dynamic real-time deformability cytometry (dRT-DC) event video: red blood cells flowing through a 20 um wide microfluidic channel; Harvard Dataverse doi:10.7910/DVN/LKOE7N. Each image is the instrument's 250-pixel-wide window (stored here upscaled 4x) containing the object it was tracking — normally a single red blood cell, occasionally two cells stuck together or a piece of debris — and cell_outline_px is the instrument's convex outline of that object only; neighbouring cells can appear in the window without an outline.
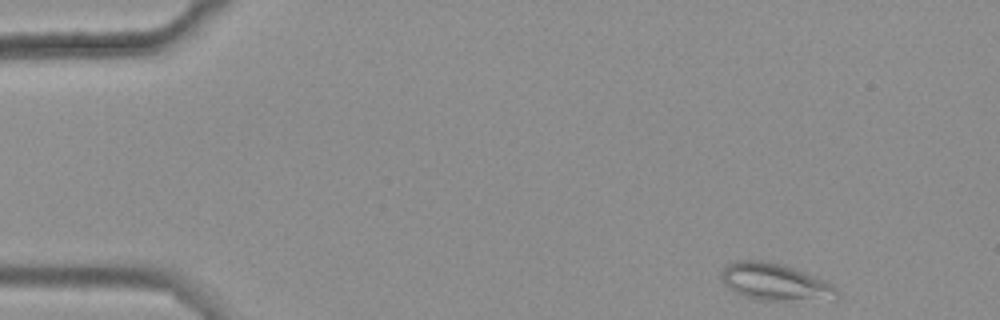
{"species": "common noctule bat (a hibernating species)", "species_latin": "Nyctalus noctula", "temperature_condition": "warm", "stored_images_in_passage": 42, "camera_frame_rate_fps": 3000, "um_per_image_px": 0.085, "animal": {"sex": "female", "body_mass_g": 25.1}, "frame": {"image": 1, "passage_image": 1, "time_ms": 0.0, "image_size_px": [1000, 320], "cell_outline_px": [[840, 296], [836, 300], [760, 300], [744, 296], [728, 288], [720, 280], [720, 272], [724, 264], [732, 260], [768, 260], [784, 264], [824, 280], [836, 288], [840, 292]], "centroid_in_image_um": [65.85, 23.95], "position_along_channel_um": 19.2, "area_um2": 25.55}}
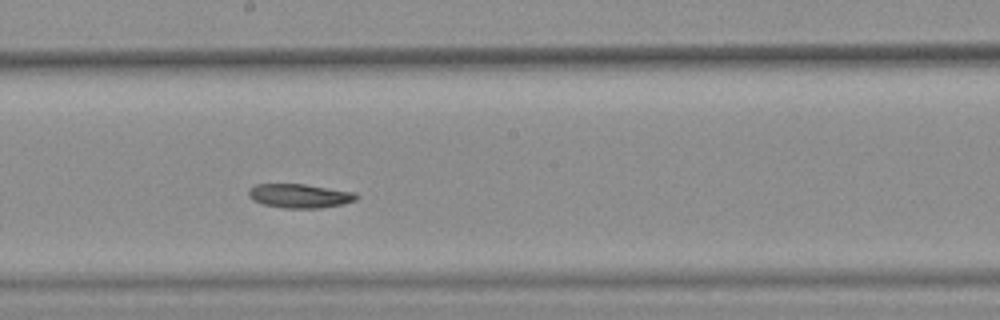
{"frame": {"image": 2, "passage_image": 26, "time_ms": 8.333, "image_size_px": [1000, 320], "cell_outline_px": [[360, 196], [356, 200], [344, 204], [320, 208], [284, 208], [264, 204], [252, 200], [248, 196], [248, 188], [256, 184], [304, 184], [356, 192]], "centroid_in_image_um": [25.49, 16.64], "position_along_channel_um": 222.7, "area_um2": 15.26}}
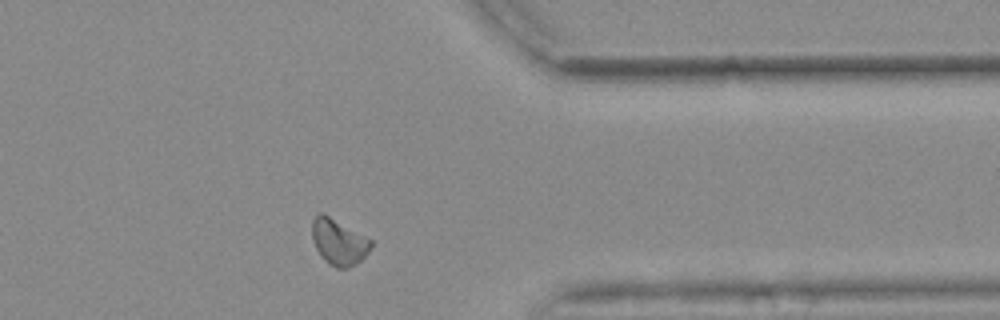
{"frame": {"image": 3, "passage_image": 40, "time_ms": 13.0, "image_size_px": [1000, 320], "cell_outline_px": [[372, 248], [356, 264], [348, 268], [336, 268], [328, 264], [324, 260], [316, 248], [312, 236], [312, 220], [320, 212], [328, 216], [372, 240]], "centroid_in_image_um": [28.79, 20.59], "position_along_channel_um": 382.6, "area_um2": 15.49}}